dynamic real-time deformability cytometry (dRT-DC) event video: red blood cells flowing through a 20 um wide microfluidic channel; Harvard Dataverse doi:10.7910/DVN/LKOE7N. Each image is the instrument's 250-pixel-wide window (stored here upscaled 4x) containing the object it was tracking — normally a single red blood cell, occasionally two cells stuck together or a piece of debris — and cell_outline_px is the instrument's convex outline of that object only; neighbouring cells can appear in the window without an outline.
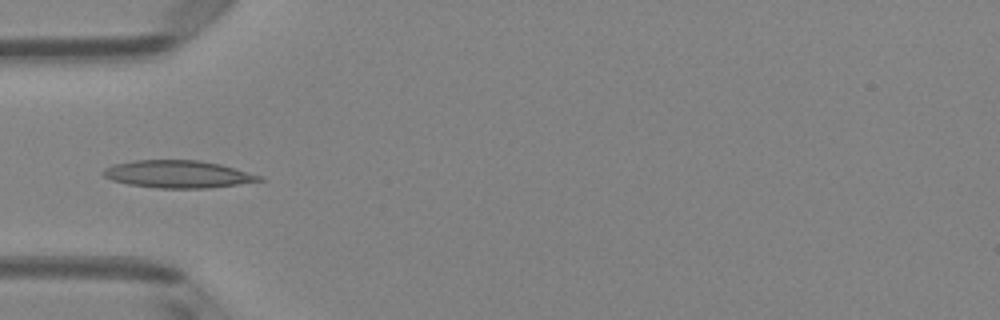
{"species": "Egyptian fruit bat (a non-hibernating species)", "species_latin": "Rousettus aegyptiacus", "temperature_condition": "room temperature", "stored_images_in_passage": 5, "camera_frame_rate_fps": 3000, "um_per_image_px": 0.085, "animal": {"sex": "female"}, "frame": {"image": 1, "passage_image": 4, "time_ms": 1.0, "image_size_px": [1000, 320], "cell_outline_px": [[264, 180], [208, 188], [156, 188], [128, 184], [112, 180], [104, 176], [100, 172], [104, 168], [112, 164], [132, 160], [200, 160], [220, 164], [260, 176]], "centroid_in_image_um": [15.03, 14.8], "position_along_channel_um": 70.0, "area_um2": 24.85}}
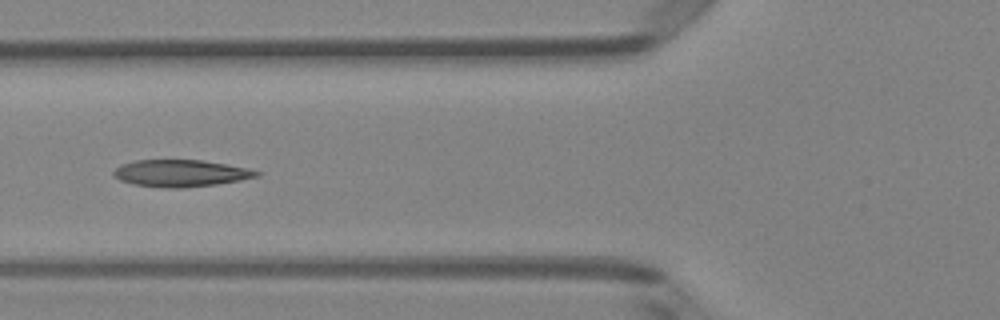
{"frame": {"image": 2, "passage_image": 5, "time_ms": 1.333, "image_size_px": [1000, 320], "cell_outline_px": [[260, 176], [240, 180], [216, 184], [184, 188], [164, 188], [132, 184], [120, 180], [112, 172], [120, 164], [136, 160], [204, 160], [228, 164], [248, 168], [260, 172]], "centroid_in_image_um": [15.37, 14.72], "position_along_channel_um": 110.4, "area_um2": 22.54}}